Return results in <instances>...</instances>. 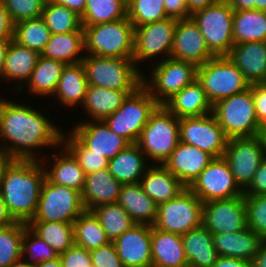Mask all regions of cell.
I'll use <instances>...</instances> for the list:
<instances>
[{
  "instance_id": "6da1fadb",
  "label": "cell",
  "mask_w": 266,
  "mask_h": 267,
  "mask_svg": "<svg viewBox=\"0 0 266 267\" xmlns=\"http://www.w3.org/2000/svg\"><path fill=\"white\" fill-rule=\"evenodd\" d=\"M59 128L29 105L5 99L0 107V148L15 160L39 161L41 147L60 146L63 130Z\"/></svg>"
},
{
  "instance_id": "7a4b0ae2",
  "label": "cell",
  "mask_w": 266,
  "mask_h": 267,
  "mask_svg": "<svg viewBox=\"0 0 266 267\" xmlns=\"http://www.w3.org/2000/svg\"><path fill=\"white\" fill-rule=\"evenodd\" d=\"M44 180L45 169L40 160H15L6 170L0 194L15 221L28 224L32 220Z\"/></svg>"
},
{
  "instance_id": "3957f363",
  "label": "cell",
  "mask_w": 266,
  "mask_h": 267,
  "mask_svg": "<svg viewBox=\"0 0 266 267\" xmlns=\"http://www.w3.org/2000/svg\"><path fill=\"white\" fill-rule=\"evenodd\" d=\"M88 85L111 90L136 91L142 86L143 71L132 58L86 55L82 60Z\"/></svg>"
},
{
  "instance_id": "277c9868",
  "label": "cell",
  "mask_w": 266,
  "mask_h": 267,
  "mask_svg": "<svg viewBox=\"0 0 266 267\" xmlns=\"http://www.w3.org/2000/svg\"><path fill=\"white\" fill-rule=\"evenodd\" d=\"M86 55L132 58L134 26L126 17L114 22L82 26Z\"/></svg>"
},
{
  "instance_id": "5b68a950",
  "label": "cell",
  "mask_w": 266,
  "mask_h": 267,
  "mask_svg": "<svg viewBox=\"0 0 266 267\" xmlns=\"http://www.w3.org/2000/svg\"><path fill=\"white\" fill-rule=\"evenodd\" d=\"M179 118L159 105L150 115L136 145L154 164L163 165L179 143Z\"/></svg>"
},
{
  "instance_id": "8992f818",
  "label": "cell",
  "mask_w": 266,
  "mask_h": 267,
  "mask_svg": "<svg viewBox=\"0 0 266 267\" xmlns=\"http://www.w3.org/2000/svg\"><path fill=\"white\" fill-rule=\"evenodd\" d=\"M212 114L228 139L258 135L260 126L250 86L241 93L216 102L212 106Z\"/></svg>"
},
{
  "instance_id": "52a82bcc",
  "label": "cell",
  "mask_w": 266,
  "mask_h": 267,
  "mask_svg": "<svg viewBox=\"0 0 266 267\" xmlns=\"http://www.w3.org/2000/svg\"><path fill=\"white\" fill-rule=\"evenodd\" d=\"M197 80L212 106L249 88L243 73L227 56H215L197 66Z\"/></svg>"
},
{
  "instance_id": "ba28073f",
  "label": "cell",
  "mask_w": 266,
  "mask_h": 267,
  "mask_svg": "<svg viewBox=\"0 0 266 267\" xmlns=\"http://www.w3.org/2000/svg\"><path fill=\"white\" fill-rule=\"evenodd\" d=\"M159 104L142 85L129 94L118 110L104 121L110 130L135 144L150 115Z\"/></svg>"
},
{
  "instance_id": "9c48e42d",
  "label": "cell",
  "mask_w": 266,
  "mask_h": 267,
  "mask_svg": "<svg viewBox=\"0 0 266 267\" xmlns=\"http://www.w3.org/2000/svg\"><path fill=\"white\" fill-rule=\"evenodd\" d=\"M156 63L151 67V76L148 74L150 78L143 73L142 85L159 105L197 79V65L193 62L168 58Z\"/></svg>"
},
{
  "instance_id": "30bf717a",
  "label": "cell",
  "mask_w": 266,
  "mask_h": 267,
  "mask_svg": "<svg viewBox=\"0 0 266 267\" xmlns=\"http://www.w3.org/2000/svg\"><path fill=\"white\" fill-rule=\"evenodd\" d=\"M233 13L229 2L220 0L212 6L195 11L191 16L215 56H226L234 45Z\"/></svg>"
},
{
  "instance_id": "8fae6325",
  "label": "cell",
  "mask_w": 266,
  "mask_h": 267,
  "mask_svg": "<svg viewBox=\"0 0 266 267\" xmlns=\"http://www.w3.org/2000/svg\"><path fill=\"white\" fill-rule=\"evenodd\" d=\"M84 211L81 192L53 184L45 178L37 209L31 221L74 223Z\"/></svg>"
},
{
  "instance_id": "7c38bea8",
  "label": "cell",
  "mask_w": 266,
  "mask_h": 267,
  "mask_svg": "<svg viewBox=\"0 0 266 267\" xmlns=\"http://www.w3.org/2000/svg\"><path fill=\"white\" fill-rule=\"evenodd\" d=\"M203 202L186 188L177 197L158 205L154 227L173 234L183 235L202 225Z\"/></svg>"
},
{
  "instance_id": "4fadbf2b",
  "label": "cell",
  "mask_w": 266,
  "mask_h": 267,
  "mask_svg": "<svg viewBox=\"0 0 266 267\" xmlns=\"http://www.w3.org/2000/svg\"><path fill=\"white\" fill-rule=\"evenodd\" d=\"M188 188L203 203L244 195L224 157L214 158Z\"/></svg>"
},
{
  "instance_id": "5bb4252c",
  "label": "cell",
  "mask_w": 266,
  "mask_h": 267,
  "mask_svg": "<svg viewBox=\"0 0 266 267\" xmlns=\"http://www.w3.org/2000/svg\"><path fill=\"white\" fill-rule=\"evenodd\" d=\"M176 19L167 18L134 29L133 61L138 66L141 61L160 56L159 61L171 58V50L177 24Z\"/></svg>"
},
{
  "instance_id": "9a60e30c",
  "label": "cell",
  "mask_w": 266,
  "mask_h": 267,
  "mask_svg": "<svg viewBox=\"0 0 266 267\" xmlns=\"http://www.w3.org/2000/svg\"><path fill=\"white\" fill-rule=\"evenodd\" d=\"M179 140L209 153L214 158L223 157L228 142V138L212 113L181 118Z\"/></svg>"
},
{
  "instance_id": "2e32d148",
  "label": "cell",
  "mask_w": 266,
  "mask_h": 267,
  "mask_svg": "<svg viewBox=\"0 0 266 267\" xmlns=\"http://www.w3.org/2000/svg\"><path fill=\"white\" fill-rule=\"evenodd\" d=\"M223 157L236 183L244 191L252 182L255 172L264 159L259 137L228 139Z\"/></svg>"
},
{
  "instance_id": "e0dca14e",
  "label": "cell",
  "mask_w": 266,
  "mask_h": 267,
  "mask_svg": "<svg viewBox=\"0 0 266 267\" xmlns=\"http://www.w3.org/2000/svg\"><path fill=\"white\" fill-rule=\"evenodd\" d=\"M202 225L212 234L245 230L247 218L244 195L203 203Z\"/></svg>"
},
{
  "instance_id": "ac0fdd59",
  "label": "cell",
  "mask_w": 266,
  "mask_h": 267,
  "mask_svg": "<svg viewBox=\"0 0 266 267\" xmlns=\"http://www.w3.org/2000/svg\"><path fill=\"white\" fill-rule=\"evenodd\" d=\"M70 132L90 149V153L102 155L108 161L130 145L125 138L112 132L104 120L81 121Z\"/></svg>"
},
{
  "instance_id": "d6986e66",
  "label": "cell",
  "mask_w": 266,
  "mask_h": 267,
  "mask_svg": "<svg viewBox=\"0 0 266 267\" xmlns=\"http://www.w3.org/2000/svg\"><path fill=\"white\" fill-rule=\"evenodd\" d=\"M215 55L209 50L204 36L192 18L178 20L171 50V58L190 61L197 66Z\"/></svg>"
},
{
  "instance_id": "ffe728a7",
  "label": "cell",
  "mask_w": 266,
  "mask_h": 267,
  "mask_svg": "<svg viewBox=\"0 0 266 267\" xmlns=\"http://www.w3.org/2000/svg\"><path fill=\"white\" fill-rule=\"evenodd\" d=\"M113 243L124 267H152L151 225L135 224Z\"/></svg>"
},
{
  "instance_id": "44dd1931",
  "label": "cell",
  "mask_w": 266,
  "mask_h": 267,
  "mask_svg": "<svg viewBox=\"0 0 266 267\" xmlns=\"http://www.w3.org/2000/svg\"><path fill=\"white\" fill-rule=\"evenodd\" d=\"M213 159L209 153L179 141L163 165L188 188Z\"/></svg>"
},
{
  "instance_id": "7402d4cb",
  "label": "cell",
  "mask_w": 266,
  "mask_h": 267,
  "mask_svg": "<svg viewBox=\"0 0 266 267\" xmlns=\"http://www.w3.org/2000/svg\"><path fill=\"white\" fill-rule=\"evenodd\" d=\"M226 56L250 85L266 82V41L234 44Z\"/></svg>"
},
{
  "instance_id": "603a6c76",
  "label": "cell",
  "mask_w": 266,
  "mask_h": 267,
  "mask_svg": "<svg viewBox=\"0 0 266 267\" xmlns=\"http://www.w3.org/2000/svg\"><path fill=\"white\" fill-rule=\"evenodd\" d=\"M59 147L63 148L58 153L53 150L51 155L53 158L51 160L54 162L51 163L53 166H51L50 170L48 169L47 159L40 158V162L45 169V178L53 184L66 186L82 192L86 178L85 172L73 154L64 145L61 144Z\"/></svg>"
},
{
  "instance_id": "cb8c5ba5",
  "label": "cell",
  "mask_w": 266,
  "mask_h": 267,
  "mask_svg": "<svg viewBox=\"0 0 266 267\" xmlns=\"http://www.w3.org/2000/svg\"><path fill=\"white\" fill-rule=\"evenodd\" d=\"M122 186L123 184L110 174L108 168L87 174L81 192L85 210L91 211L103 204L116 203Z\"/></svg>"
},
{
  "instance_id": "d4e9b609",
  "label": "cell",
  "mask_w": 266,
  "mask_h": 267,
  "mask_svg": "<svg viewBox=\"0 0 266 267\" xmlns=\"http://www.w3.org/2000/svg\"><path fill=\"white\" fill-rule=\"evenodd\" d=\"M39 56L40 54L38 52L21 46L12 39L7 49L2 74L0 76L1 81L3 79L6 81H16L15 83L18 84L16 85V92H22L24 88H26L25 85L31 77Z\"/></svg>"
},
{
  "instance_id": "484cf974",
  "label": "cell",
  "mask_w": 266,
  "mask_h": 267,
  "mask_svg": "<svg viewBox=\"0 0 266 267\" xmlns=\"http://www.w3.org/2000/svg\"><path fill=\"white\" fill-rule=\"evenodd\" d=\"M163 106L179 119L212 113V104L197 79L174 94Z\"/></svg>"
},
{
  "instance_id": "4316f807",
  "label": "cell",
  "mask_w": 266,
  "mask_h": 267,
  "mask_svg": "<svg viewBox=\"0 0 266 267\" xmlns=\"http://www.w3.org/2000/svg\"><path fill=\"white\" fill-rule=\"evenodd\" d=\"M152 267H187L181 235L151 226Z\"/></svg>"
},
{
  "instance_id": "83f0119b",
  "label": "cell",
  "mask_w": 266,
  "mask_h": 267,
  "mask_svg": "<svg viewBox=\"0 0 266 267\" xmlns=\"http://www.w3.org/2000/svg\"><path fill=\"white\" fill-rule=\"evenodd\" d=\"M140 184L157 205L174 199L187 188L164 165L154 164L144 172Z\"/></svg>"
},
{
  "instance_id": "f1b7e54d",
  "label": "cell",
  "mask_w": 266,
  "mask_h": 267,
  "mask_svg": "<svg viewBox=\"0 0 266 267\" xmlns=\"http://www.w3.org/2000/svg\"><path fill=\"white\" fill-rule=\"evenodd\" d=\"M218 256L238 258L252 262L261 243L264 241L253 230L212 234Z\"/></svg>"
},
{
  "instance_id": "f546056e",
  "label": "cell",
  "mask_w": 266,
  "mask_h": 267,
  "mask_svg": "<svg viewBox=\"0 0 266 267\" xmlns=\"http://www.w3.org/2000/svg\"><path fill=\"white\" fill-rule=\"evenodd\" d=\"M117 203L136 224L153 226L158 214V205L144 192L140 183L123 184Z\"/></svg>"
},
{
  "instance_id": "4dcf8cb0",
  "label": "cell",
  "mask_w": 266,
  "mask_h": 267,
  "mask_svg": "<svg viewBox=\"0 0 266 267\" xmlns=\"http://www.w3.org/2000/svg\"><path fill=\"white\" fill-rule=\"evenodd\" d=\"M181 238L189 267H212L217 261L213 235L203 225L184 233Z\"/></svg>"
},
{
  "instance_id": "1f68e13d",
  "label": "cell",
  "mask_w": 266,
  "mask_h": 267,
  "mask_svg": "<svg viewBox=\"0 0 266 267\" xmlns=\"http://www.w3.org/2000/svg\"><path fill=\"white\" fill-rule=\"evenodd\" d=\"M136 144L128 145L113 159L108 161L110 174L122 184L140 183L144 172L151 166ZM149 163V165H147Z\"/></svg>"
},
{
  "instance_id": "d6a6232c",
  "label": "cell",
  "mask_w": 266,
  "mask_h": 267,
  "mask_svg": "<svg viewBox=\"0 0 266 267\" xmlns=\"http://www.w3.org/2000/svg\"><path fill=\"white\" fill-rule=\"evenodd\" d=\"M135 91L111 90L88 85L81 105L91 120H105L120 108L127 96Z\"/></svg>"
},
{
  "instance_id": "836d02e7",
  "label": "cell",
  "mask_w": 266,
  "mask_h": 267,
  "mask_svg": "<svg viewBox=\"0 0 266 267\" xmlns=\"http://www.w3.org/2000/svg\"><path fill=\"white\" fill-rule=\"evenodd\" d=\"M88 82L82 62L65 65L59 79L54 97L64 106L82 105L86 95ZM77 104V105H76Z\"/></svg>"
},
{
  "instance_id": "e575fe53",
  "label": "cell",
  "mask_w": 266,
  "mask_h": 267,
  "mask_svg": "<svg viewBox=\"0 0 266 267\" xmlns=\"http://www.w3.org/2000/svg\"><path fill=\"white\" fill-rule=\"evenodd\" d=\"M84 32L51 34L40 56L58 60L64 64L82 62L85 54Z\"/></svg>"
},
{
  "instance_id": "d590c367",
  "label": "cell",
  "mask_w": 266,
  "mask_h": 267,
  "mask_svg": "<svg viewBox=\"0 0 266 267\" xmlns=\"http://www.w3.org/2000/svg\"><path fill=\"white\" fill-rule=\"evenodd\" d=\"M66 64L61 61L39 56L31 77L26 83L31 94L53 96Z\"/></svg>"
},
{
  "instance_id": "8d00e7d4",
  "label": "cell",
  "mask_w": 266,
  "mask_h": 267,
  "mask_svg": "<svg viewBox=\"0 0 266 267\" xmlns=\"http://www.w3.org/2000/svg\"><path fill=\"white\" fill-rule=\"evenodd\" d=\"M234 44L266 41V12L257 9L234 11Z\"/></svg>"
},
{
  "instance_id": "74e56055",
  "label": "cell",
  "mask_w": 266,
  "mask_h": 267,
  "mask_svg": "<svg viewBox=\"0 0 266 267\" xmlns=\"http://www.w3.org/2000/svg\"><path fill=\"white\" fill-rule=\"evenodd\" d=\"M28 227L47 242L58 255L75 244L73 223L30 221Z\"/></svg>"
},
{
  "instance_id": "f35d334b",
  "label": "cell",
  "mask_w": 266,
  "mask_h": 267,
  "mask_svg": "<svg viewBox=\"0 0 266 267\" xmlns=\"http://www.w3.org/2000/svg\"><path fill=\"white\" fill-rule=\"evenodd\" d=\"M75 245L88 251L107 245L108 240L101 223L92 211L85 210L73 223Z\"/></svg>"
},
{
  "instance_id": "ab89813d",
  "label": "cell",
  "mask_w": 266,
  "mask_h": 267,
  "mask_svg": "<svg viewBox=\"0 0 266 267\" xmlns=\"http://www.w3.org/2000/svg\"><path fill=\"white\" fill-rule=\"evenodd\" d=\"M82 26L114 22L127 17V0H86Z\"/></svg>"
},
{
  "instance_id": "60d3db41",
  "label": "cell",
  "mask_w": 266,
  "mask_h": 267,
  "mask_svg": "<svg viewBox=\"0 0 266 267\" xmlns=\"http://www.w3.org/2000/svg\"><path fill=\"white\" fill-rule=\"evenodd\" d=\"M91 211L98 218L110 242H114L136 224L117 202L97 206Z\"/></svg>"
},
{
  "instance_id": "b9f144b4",
  "label": "cell",
  "mask_w": 266,
  "mask_h": 267,
  "mask_svg": "<svg viewBox=\"0 0 266 267\" xmlns=\"http://www.w3.org/2000/svg\"><path fill=\"white\" fill-rule=\"evenodd\" d=\"M51 34L83 32L81 17L66 6L46 0L41 16Z\"/></svg>"
},
{
  "instance_id": "7bdbcfd3",
  "label": "cell",
  "mask_w": 266,
  "mask_h": 267,
  "mask_svg": "<svg viewBox=\"0 0 266 267\" xmlns=\"http://www.w3.org/2000/svg\"><path fill=\"white\" fill-rule=\"evenodd\" d=\"M51 32L42 17L26 19L14 24L13 40L39 54L49 41Z\"/></svg>"
},
{
  "instance_id": "ee69618b",
  "label": "cell",
  "mask_w": 266,
  "mask_h": 267,
  "mask_svg": "<svg viewBox=\"0 0 266 267\" xmlns=\"http://www.w3.org/2000/svg\"><path fill=\"white\" fill-rule=\"evenodd\" d=\"M25 223H15L0 228V267H8L22 258V240Z\"/></svg>"
},
{
  "instance_id": "f6af8a7d",
  "label": "cell",
  "mask_w": 266,
  "mask_h": 267,
  "mask_svg": "<svg viewBox=\"0 0 266 267\" xmlns=\"http://www.w3.org/2000/svg\"><path fill=\"white\" fill-rule=\"evenodd\" d=\"M127 18L134 29L167 19L163 0H127Z\"/></svg>"
},
{
  "instance_id": "bcb514c9",
  "label": "cell",
  "mask_w": 266,
  "mask_h": 267,
  "mask_svg": "<svg viewBox=\"0 0 266 267\" xmlns=\"http://www.w3.org/2000/svg\"><path fill=\"white\" fill-rule=\"evenodd\" d=\"M62 145L73 154L86 175L108 168L106 158L97 153H90V149L86 148L71 132L62 133Z\"/></svg>"
},
{
  "instance_id": "7dc6e473",
  "label": "cell",
  "mask_w": 266,
  "mask_h": 267,
  "mask_svg": "<svg viewBox=\"0 0 266 267\" xmlns=\"http://www.w3.org/2000/svg\"><path fill=\"white\" fill-rule=\"evenodd\" d=\"M22 257H24L23 259H25L28 264L36 266L40 262L54 260L59 257V255L25 223V232L22 240Z\"/></svg>"
},
{
  "instance_id": "c3c4849f",
  "label": "cell",
  "mask_w": 266,
  "mask_h": 267,
  "mask_svg": "<svg viewBox=\"0 0 266 267\" xmlns=\"http://www.w3.org/2000/svg\"><path fill=\"white\" fill-rule=\"evenodd\" d=\"M247 228L266 241V195H244Z\"/></svg>"
},
{
  "instance_id": "681fc988",
  "label": "cell",
  "mask_w": 266,
  "mask_h": 267,
  "mask_svg": "<svg viewBox=\"0 0 266 267\" xmlns=\"http://www.w3.org/2000/svg\"><path fill=\"white\" fill-rule=\"evenodd\" d=\"M46 0H3V5L8 11L13 24L42 16L43 6Z\"/></svg>"
},
{
  "instance_id": "f907efd6",
  "label": "cell",
  "mask_w": 266,
  "mask_h": 267,
  "mask_svg": "<svg viewBox=\"0 0 266 267\" xmlns=\"http://www.w3.org/2000/svg\"><path fill=\"white\" fill-rule=\"evenodd\" d=\"M89 252L92 267H124L113 242Z\"/></svg>"
},
{
  "instance_id": "816d5d0a",
  "label": "cell",
  "mask_w": 266,
  "mask_h": 267,
  "mask_svg": "<svg viewBox=\"0 0 266 267\" xmlns=\"http://www.w3.org/2000/svg\"><path fill=\"white\" fill-rule=\"evenodd\" d=\"M59 257L62 267H92L90 252L75 244Z\"/></svg>"
},
{
  "instance_id": "f5cc1de1",
  "label": "cell",
  "mask_w": 266,
  "mask_h": 267,
  "mask_svg": "<svg viewBox=\"0 0 266 267\" xmlns=\"http://www.w3.org/2000/svg\"><path fill=\"white\" fill-rule=\"evenodd\" d=\"M254 101L257 122L260 127L266 125V82L250 85Z\"/></svg>"
},
{
  "instance_id": "db71d44e",
  "label": "cell",
  "mask_w": 266,
  "mask_h": 267,
  "mask_svg": "<svg viewBox=\"0 0 266 267\" xmlns=\"http://www.w3.org/2000/svg\"><path fill=\"white\" fill-rule=\"evenodd\" d=\"M244 195H266V158L262 160L252 182L244 190Z\"/></svg>"
},
{
  "instance_id": "11a10c76",
  "label": "cell",
  "mask_w": 266,
  "mask_h": 267,
  "mask_svg": "<svg viewBox=\"0 0 266 267\" xmlns=\"http://www.w3.org/2000/svg\"><path fill=\"white\" fill-rule=\"evenodd\" d=\"M167 18L176 20H186L192 14L186 5V0H163Z\"/></svg>"
},
{
  "instance_id": "9f6ffc18",
  "label": "cell",
  "mask_w": 266,
  "mask_h": 267,
  "mask_svg": "<svg viewBox=\"0 0 266 267\" xmlns=\"http://www.w3.org/2000/svg\"><path fill=\"white\" fill-rule=\"evenodd\" d=\"M14 24L9 18L8 11L3 3H0V41H11L13 39Z\"/></svg>"
},
{
  "instance_id": "6f0895ef",
  "label": "cell",
  "mask_w": 266,
  "mask_h": 267,
  "mask_svg": "<svg viewBox=\"0 0 266 267\" xmlns=\"http://www.w3.org/2000/svg\"><path fill=\"white\" fill-rule=\"evenodd\" d=\"M212 267H252V262L238 258L219 256Z\"/></svg>"
},
{
  "instance_id": "680465c9",
  "label": "cell",
  "mask_w": 266,
  "mask_h": 267,
  "mask_svg": "<svg viewBox=\"0 0 266 267\" xmlns=\"http://www.w3.org/2000/svg\"><path fill=\"white\" fill-rule=\"evenodd\" d=\"M56 4L66 6L70 10L76 12L79 16L84 13L86 0H52Z\"/></svg>"
},
{
  "instance_id": "91938a15",
  "label": "cell",
  "mask_w": 266,
  "mask_h": 267,
  "mask_svg": "<svg viewBox=\"0 0 266 267\" xmlns=\"http://www.w3.org/2000/svg\"><path fill=\"white\" fill-rule=\"evenodd\" d=\"M220 0H186V5L189 12L193 14L195 11L204 9L218 3Z\"/></svg>"
},
{
  "instance_id": "94428289",
  "label": "cell",
  "mask_w": 266,
  "mask_h": 267,
  "mask_svg": "<svg viewBox=\"0 0 266 267\" xmlns=\"http://www.w3.org/2000/svg\"><path fill=\"white\" fill-rule=\"evenodd\" d=\"M15 159L5 150H0V185L5 176L6 170L11 166Z\"/></svg>"
},
{
  "instance_id": "6125c7cd",
  "label": "cell",
  "mask_w": 266,
  "mask_h": 267,
  "mask_svg": "<svg viewBox=\"0 0 266 267\" xmlns=\"http://www.w3.org/2000/svg\"><path fill=\"white\" fill-rule=\"evenodd\" d=\"M16 221L13 219V217L10 215L7 206L5 202L2 199V196L0 194V228L9 226Z\"/></svg>"
},
{
  "instance_id": "be15d7a7",
  "label": "cell",
  "mask_w": 266,
  "mask_h": 267,
  "mask_svg": "<svg viewBox=\"0 0 266 267\" xmlns=\"http://www.w3.org/2000/svg\"><path fill=\"white\" fill-rule=\"evenodd\" d=\"M234 11L256 9V0H227Z\"/></svg>"
},
{
  "instance_id": "e7e4bbea",
  "label": "cell",
  "mask_w": 266,
  "mask_h": 267,
  "mask_svg": "<svg viewBox=\"0 0 266 267\" xmlns=\"http://www.w3.org/2000/svg\"><path fill=\"white\" fill-rule=\"evenodd\" d=\"M252 267H266V241H263L254 255Z\"/></svg>"
},
{
  "instance_id": "03108f58",
  "label": "cell",
  "mask_w": 266,
  "mask_h": 267,
  "mask_svg": "<svg viewBox=\"0 0 266 267\" xmlns=\"http://www.w3.org/2000/svg\"><path fill=\"white\" fill-rule=\"evenodd\" d=\"M10 41H0V76L2 74V69L4 61L7 54V49L9 47Z\"/></svg>"
},
{
  "instance_id": "003e7915",
  "label": "cell",
  "mask_w": 266,
  "mask_h": 267,
  "mask_svg": "<svg viewBox=\"0 0 266 267\" xmlns=\"http://www.w3.org/2000/svg\"><path fill=\"white\" fill-rule=\"evenodd\" d=\"M34 267H62V264L60 261V257H57L54 260H47L44 262H40Z\"/></svg>"
},
{
  "instance_id": "a7ac6f4b",
  "label": "cell",
  "mask_w": 266,
  "mask_h": 267,
  "mask_svg": "<svg viewBox=\"0 0 266 267\" xmlns=\"http://www.w3.org/2000/svg\"><path fill=\"white\" fill-rule=\"evenodd\" d=\"M257 136L259 137L261 145H262L264 158H266V125L260 127Z\"/></svg>"
},
{
  "instance_id": "89a4df30",
  "label": "cell",
  "mask_w": 266,
  "mask_h": 267,
  "mask_svg": "<svg viewBox=\"0 0 266 267\" xmlns=\"http://www.w3.org/2000/svg\"><path fill=\"white\" fill-rule=\"evenodd\" d=\"M8 267H34V266L28 264L22 257L18 259L17 261H14L13 263H11Z\"/></svg>"
},
{
  "instance_id": "2644e50d",
  "label": "cell",
  "mask_w": 266,
  "mask_h": 267,
  "mask_svg": "<svg viewBox=\"0 0 266 267\" xmlns=\"http://www.w3.org/2000/svg\"><path fill=\"white\" fill-rule=\"evenodd\" d=\"M256 9L266 12V0H256Z\"/></svg>"
},
{
  "instance_id": "8c879c8a",
  "label": "cell",
  "mask_w": 266,
  "mask_h": 267,
  "mask_svg": "<svg viewBox=\"0 0 266 267\" xmlns=\"http://www.w3.org/2000/svg\"><path fill=\"white\" fill-rule=\"evenodd\" d=\"M5 99L0 97V107Z\"/></svg>"
}]
</instances>
